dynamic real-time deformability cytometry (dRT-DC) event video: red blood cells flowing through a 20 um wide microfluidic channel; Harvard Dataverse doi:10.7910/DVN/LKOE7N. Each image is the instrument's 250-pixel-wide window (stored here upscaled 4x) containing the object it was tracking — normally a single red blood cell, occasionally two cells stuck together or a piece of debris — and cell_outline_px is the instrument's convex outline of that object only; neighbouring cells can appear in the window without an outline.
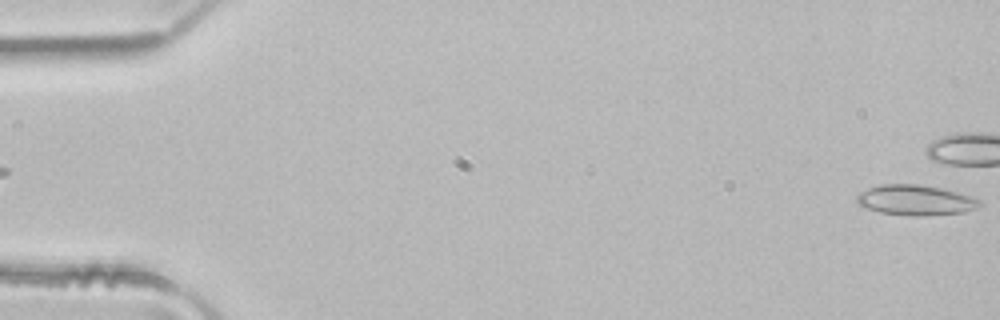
{"species": "common noctule bat (a hibernating species)", "species_latin": "Nyctalus noctula", "temperature_condition": "room temperature", "stored_images_in_passage": 3, "camera_frame_rate_fps": 3000, "um_per_image_px": 0.085, "animal": {"sex": "male", "body_mass_g": 21.5, "forearm_length_mm": 52.0}, "frame": {"image": 1, "passage_image": 3, "time_ms": 0.667, "image_size_px": [1000, 320], "cell_outline_px": [[984, 204], [976, 208], [964, 212], [924, 216], [908, 216], [880, 212], [864, 208], [856, 200], [856, 196], [860, 192], [868, 188], [880, 184], [916, 184], [940, 188], [972, 196], [980, 200]], "centroid_in_image_um": [77.82, 17.02], "position_along_channel_um": 7.2, "area_um2": 21.79}}